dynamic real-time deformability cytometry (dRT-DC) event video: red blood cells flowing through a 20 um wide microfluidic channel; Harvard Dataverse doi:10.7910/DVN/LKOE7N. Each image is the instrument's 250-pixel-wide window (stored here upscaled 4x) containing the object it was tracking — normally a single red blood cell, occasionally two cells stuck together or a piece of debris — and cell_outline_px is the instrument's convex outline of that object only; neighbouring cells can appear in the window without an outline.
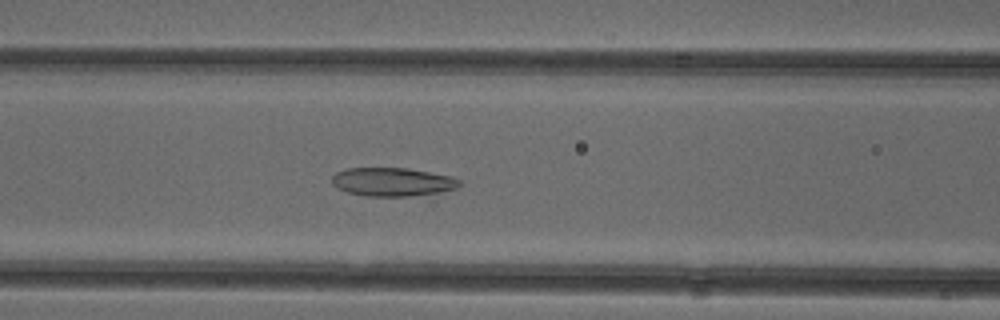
{"species": "common noctule bat (a hibernating species)", "species_latin": "Nyctalus noctula", "temperature_condition": "cold", "stored_images_in_passage": 28, "camera_frame_rate_fps": 3000, "um_per_image_px": 0.085, "animal": {"sex": "female"}, "frame": {"image": 1, "passage_image": 21, "time_ms": 6.667, "image_size_px": [1000, 320], "cell_outline_px": [[464, 184], [460, 188], [432, 200], [368, 196], [348, 192], [336, 188], [332, 184], [332, 176], [336, 172], [344, 168], [408, 168], [452, 176], [460, 180]], "centroid_in_image_um": [33.6, 15.55], "position_along_channel_um": 133.0, "area_um2": 23.29}}
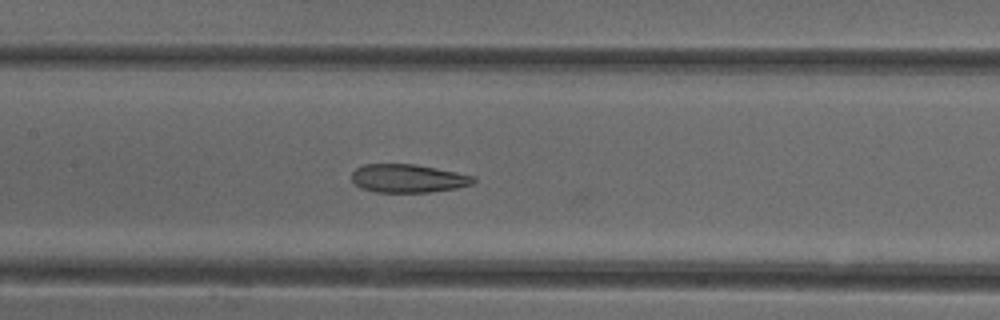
{"frame": {"image": 2, "passage_image": 24, "time_ms": 7.667, "image_size_px": [1000, 320], "cell_outline_px": [[476, 180], [472, 184], [456, 188], [428, 192], [376, 192], [360, 188], [352, 180], [352, 172], [356, 168], [364, 164], [416, 164], [476, 176]], "centroid_in_image_um": [34.68, 15.16], "position_along_channel_um": 172.7, "area_um2": 20.11}}
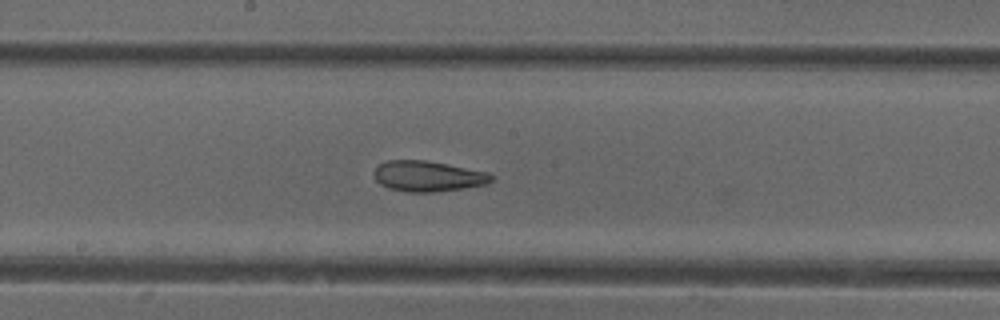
{"frame": {"image": 3, "passage_image": 27, "time_ms": 8.667, "image_size_px": [1000, 320], "cell_outline_px": [[496, 176], [492, 180], [484, 184], [464, 188], [432, 192], [408, 192], [388, 188], [380, 184], [376, 180], [372, 172], [380, 164], [388, 160], [424, 160], [448, 164], [488, 172]], "centroid_in_image_um": [36.36, 14.97], "position_along_channel_um": 211.8, "area_um2": 20.92}}